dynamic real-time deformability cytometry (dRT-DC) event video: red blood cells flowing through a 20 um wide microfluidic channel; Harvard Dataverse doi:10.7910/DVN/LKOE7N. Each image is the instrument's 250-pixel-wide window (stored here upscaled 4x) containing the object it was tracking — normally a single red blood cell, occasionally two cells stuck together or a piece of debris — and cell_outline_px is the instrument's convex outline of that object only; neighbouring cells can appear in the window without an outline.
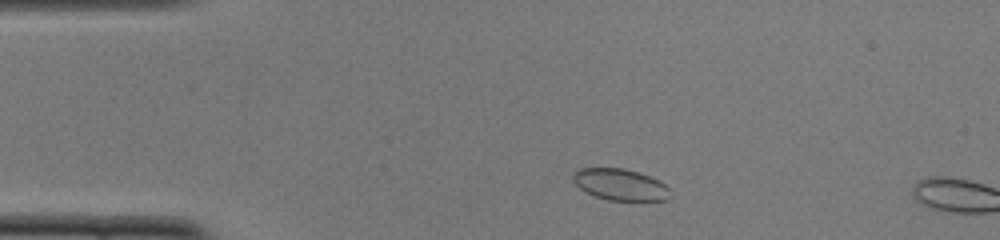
{"species": "common noctule bat (a hibernating species)", "species_latin": "Nyctalus noctula", "temperature_condition": "cold", "stored_images_in_passage": 6, "camera_frame_rate_fps": 3000, "um_per_image_px": 0.085, "animal": {"sex": "female", "body_mass_g": 22.0, "forearm_length_mm": 56.7}, "frame": {"image": 1, "passage_image": 4, "time_ms": 1.0, "image_size_px": [1000, 240], "cell_outline_px": [[672, 196], [668, 200], [608, 200], [584, 192], [572, 180], [572, 172], [580, 168], [624, 168], [640, 172], [660, 180], [668, 188]], "centroid_in_image_um": [52.72, 15.68], "position_along_channel_um": 32.3, "area_um2": 18.03}}